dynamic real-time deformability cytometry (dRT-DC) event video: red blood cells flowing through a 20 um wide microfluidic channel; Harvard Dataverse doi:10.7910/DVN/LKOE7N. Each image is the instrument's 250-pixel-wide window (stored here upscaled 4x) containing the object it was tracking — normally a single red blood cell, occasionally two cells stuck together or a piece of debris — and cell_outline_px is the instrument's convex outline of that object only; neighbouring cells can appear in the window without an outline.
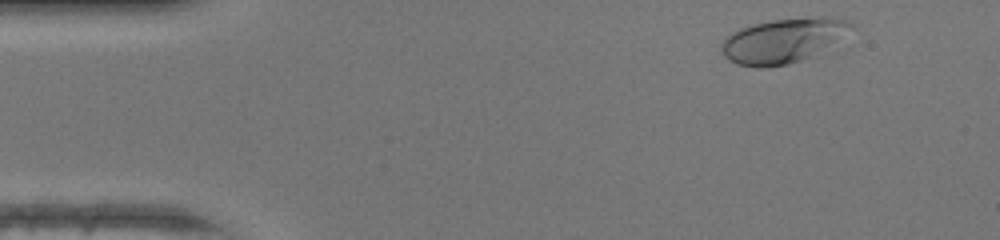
{"species": "human", "species_latin": "Homo sapiens", "temperature_condition": "warm", "stored_images_in_passage": 36, "camera_frame_rate_fps": 3000, "um_per_image_px": 0.085, "donor": {"sex": "female"}, "frame": {"image": 1, "passage_image": 2, "time_ms": 0.333, "image_size_px": [1000, 240], "cell_outline_px": [[856, 28], [808, 56], [800, 60], [788, 64], [764, 68], [756, 68], [736, 64], [728, 60], [724, 56], [720, 48], [720, 44], [732, 32], [740, 28], [772, 20], [820, 16], [828, 16], [844, 20], [852, 24]], "centroid_in_image_um": [66.49, 3.45], "position_along_channel_um": 18.5, "area_um2": 33.12}}
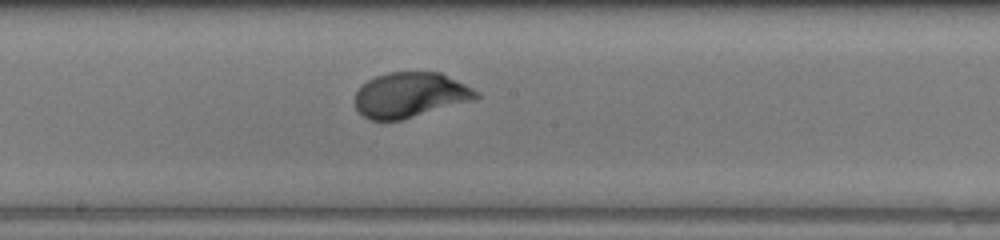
{"frame": {"image": 2, "passage_image": 22, "time_ms": 7.0, "image_size_px": [1000, 240], "cell_outline_px": [[480, 96], [476, 100], [400, 120], [368, 120], [356, 108], [356, 92], [368, 80], [376, 76], [388, 72], [440, 72], [480, 92]], "centroid_in_image_um": [34.9, 8.07], "position_along_channel_um": 213.3, "area_um2": 31.73}}
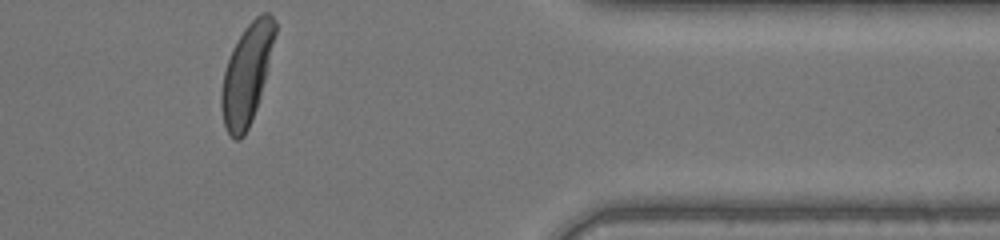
{"frame": {"image": 3, "passage_image": 36, "time_ms": 11.667, "image_size_px": [1000, 240], "cell_outline_px": [[276, 32], [260, 96], [252, 120], [244, 136], [240, 140], [236, 140], [228, 132], [224, 124], [220, 108], [220, 96], [224, 72], [232, 48], [244, 28], [260, 12], [268, 12], [276, 20]], "centroid_in_image_um": [20.96, 6.29], "position_along_channel_um": 390.4, "area_um2": 30.87}, "authors_computed_cell_mechanics": {"area_um2": 31.7033, "velocity_mm_per_s": 4.3446, "shape_relaxation_time_tau1_ms": 2.7175, "shape_relaxation_time_tau2_ms": null, "deformation_change_tau1": 0.1628, "deformation_change_tau2": null}}